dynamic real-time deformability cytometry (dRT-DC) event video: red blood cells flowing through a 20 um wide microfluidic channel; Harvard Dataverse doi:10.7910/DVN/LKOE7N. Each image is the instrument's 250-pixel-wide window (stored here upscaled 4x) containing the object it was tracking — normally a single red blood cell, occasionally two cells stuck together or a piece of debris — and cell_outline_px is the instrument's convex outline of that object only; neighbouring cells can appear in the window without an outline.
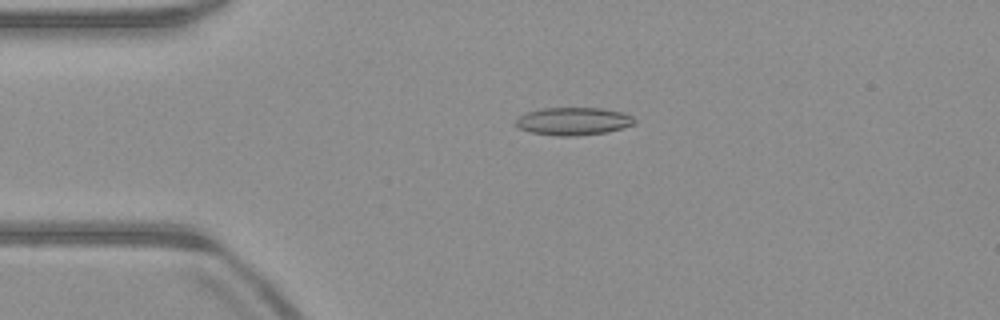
{"species": "common noctule bat (a hibernating species)", "species_latin": "Nyctalus noctula", "temperature_condition": "warm", "stored_images_in_passage": 52, "camera_frame_rate_fps": 3000, "um_per_image_px": 0.085, "animal": {"sex": "male", "body_mass_g": 23.1, "forearm_length_mm": 52.7}, "frame": {"image": 1, "passage_image": 12, "time_ms": 3.667, "image_size_px": [1000, 320], "cell_outline_px": [[636, 124], [608, 132], [576, 136], [556, 136], [532, 132], [520, 128], [516, 124], [516, 120], [520, 116], [528, 112], [540, 108], [600, 108], [624, 112], [632, 116], [636, 120]], "centroid_in_image_um": [48.79, 10.3], "position_along_channel_um": 36.2, "area_um2": 19.25}}
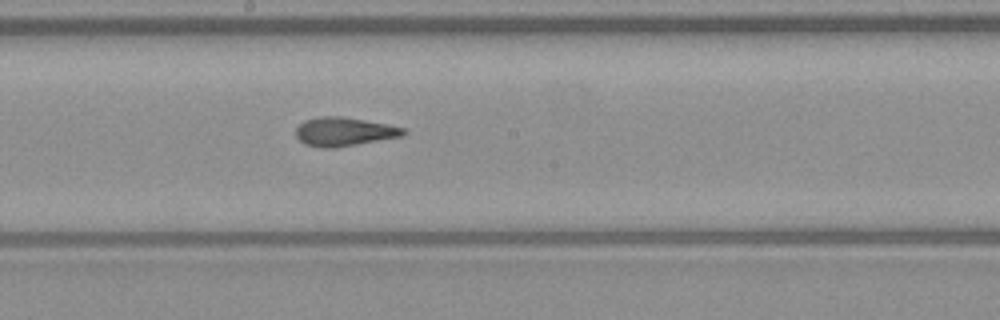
{"frame": {"image": 2, "passage_image": 28, "time_ms": 9.0, "image_size_px": [1000, 320], "cell_outline_px": [[408, 132], [404, 136], [332, 148], [320, 148], [304, 144], [296, 136], [296, 128], [304, 120], [320, 116], [340, 116], [388, 124], [404, 128]], "centroid_in_image_um": [29.25, 11.19], "position_along_channel_um": 218.9, "area_um2": 18.03}}
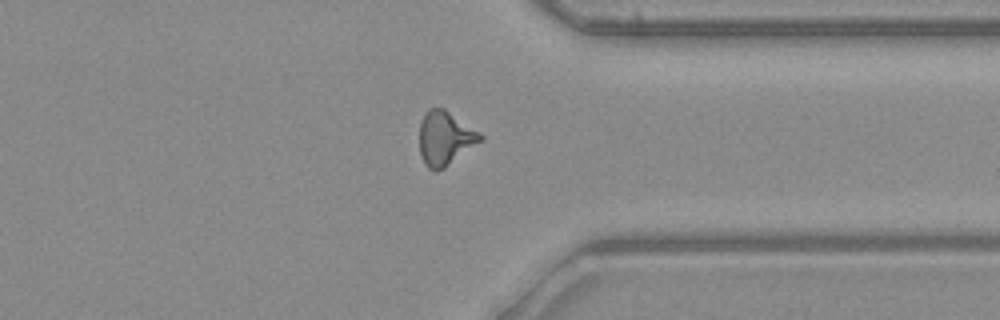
{"frame": {"image": 3, "passage_image": 40, "time_ms": 13.0, "image_size_px": [1000, 320], "cell_outline_px": [[484, 140], [444, 168], [436, 172], [428, 168], [424, 164], [420, 156], [420, 120], [424, 112], [428, 108], [444, 108], [480, 132], [484, 136]], "centroid_in_image_um": [37.83, 11.75], "position_along_channel_um": 373.6, "area_um2": 19.48}, "authors_computed_cell_mechanics": {"area_um2": 18.1203, "velocity_mm_per_s": 3.9925, "shape_relaxation_time_tau1_ms": 6.8199, "shape_relaxation_time_tau2_ms": 1.691, "deformation_change_tau1": 0.1992, "deformation_change_tau2": 0.1116}}